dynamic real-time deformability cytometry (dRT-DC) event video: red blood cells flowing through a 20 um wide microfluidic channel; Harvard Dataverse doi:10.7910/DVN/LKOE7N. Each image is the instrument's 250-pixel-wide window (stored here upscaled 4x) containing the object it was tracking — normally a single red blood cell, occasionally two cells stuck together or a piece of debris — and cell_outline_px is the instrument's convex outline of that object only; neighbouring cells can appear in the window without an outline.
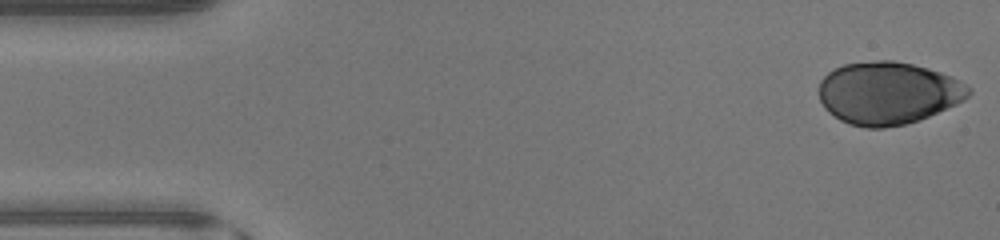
{"species": "human", "species_latin": "Homo sapiens", "temperature_condition": "warm", "stored_images_in_passage": 45, "camera_frame_rate_fps": 3000, "um_per_image_px": 0.085, "donor": {"sex": "male"}, "frame": {"image": 1, "passage_image": 1, "time_ms": 0.0, "image_size_px": [1000, 240], "cell_outline_px": [[972, 92], [964, 100], [956, 104], [920, 120], [904, 124], [884, 128], [868, 128], [848, 124], [840, 120], [828, 112], [824, 108], [820, 100], [816, 88], [820, 80], [828, 72], [844, 64], [876, 60], [892, 60], [912, 64], [928, 68], [952, 76], [968, 84], [972, 88]], "centroid_in_image_um": [75.47, 7.91], "position_along_channel_um": 9.5, "area_um2": 55.14}}
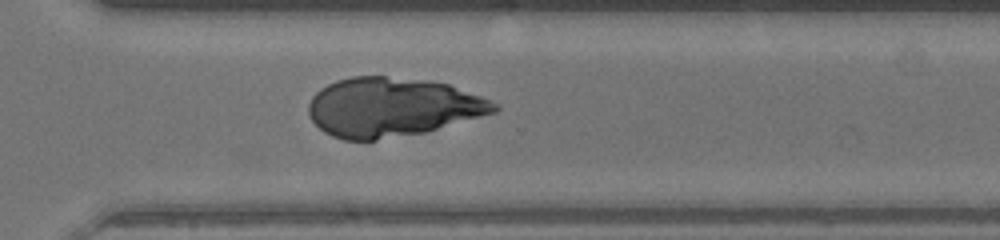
{"frame": {"image": 2, "passage_image": 32, "time_ms": 10.333, "image_size_px": [1000, 240], "cell_outline_px": [[500, 108], [496, 112], [424, 132], [376, 140], [344, 140], [332, 136], [324, 132], [312, 120], [308, 112], [308, 104], [312, 96], [320, 88], [336, 80], [352, 76], [384, 76], [428, 80], [448, 84], [480, 96], [496, 104]], "centroid_in_image_um": [33.29, 9.1], "position_along_channel_um": 337.3, "area_um2": 63.58}}
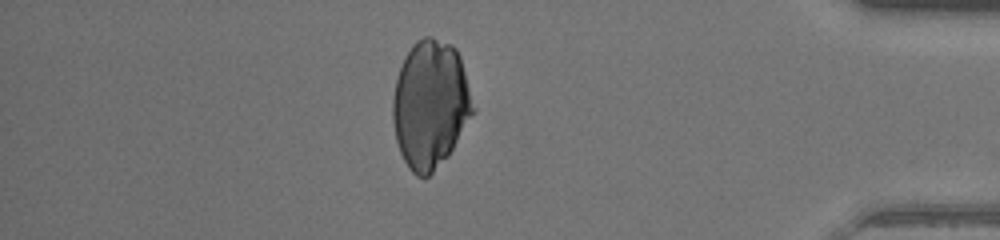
{"frame": {"image": 3, "passage_image": 39, "time_ms": 12.667, "image_size_px": [1000, 240], "cell_outline_px": [[476, 108], [448, 156], [428, 176], [416, 176], [408, 168], [400, 152], [396, 140], [392, 120], [392, 100], [396, 80], [404, 56], [412, 44], [416, 40], [424, 36], [432, 36], [452, 44], [456, 48], [460, 56]], "centroid_in_image_um": [36.57, 8.84], "position_along_channel_um": 398.6, "area_um2": 60.11}}